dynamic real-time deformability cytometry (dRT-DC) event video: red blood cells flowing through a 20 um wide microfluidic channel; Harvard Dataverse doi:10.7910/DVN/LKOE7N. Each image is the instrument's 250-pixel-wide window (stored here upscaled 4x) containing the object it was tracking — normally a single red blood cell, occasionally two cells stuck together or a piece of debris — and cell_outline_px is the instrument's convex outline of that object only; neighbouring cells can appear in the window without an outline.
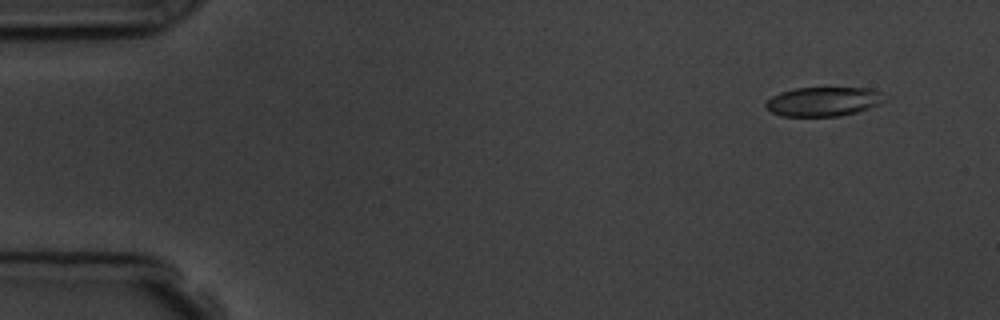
{"species": "common noctule bat (a hibernating species)", "species_latin": "Nyctalus noctula", "temperature_condition": "room temperature", "stored_images_in_passage": 5, "camera_frame_rate_fps": 3000, "um_per_image_px": 0.085, "animal": {"sex": "male", "body_mass_g": 19.5, "forearm_length_mm": 54.6}, "frame": {"image": 1, "passage_image": 2, "time_ms": 1.0, "image_size_px": [1000, 320], "cell_outline_px": [[892, 96], [880, 104], [856, 112], [840, 116], [780, 116], [764, 108], [764, 104], [772, 96], [780, 92], [796, 88], [868, 88]], "centroid_in_image_um": [70.02, 8.63], "position_along_channel_um": 15.0, "area_um2": 20.46}}